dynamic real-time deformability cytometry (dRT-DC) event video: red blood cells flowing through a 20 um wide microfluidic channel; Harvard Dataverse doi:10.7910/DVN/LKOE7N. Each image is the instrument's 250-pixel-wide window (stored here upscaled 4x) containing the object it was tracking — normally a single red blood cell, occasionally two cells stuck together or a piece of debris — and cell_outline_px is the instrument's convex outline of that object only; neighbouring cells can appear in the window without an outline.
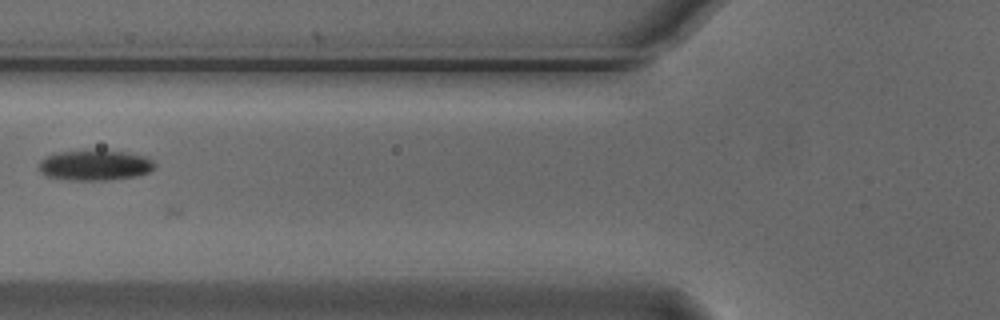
{"species": "Egyptian fruit bat (a non-hibernating species)", "species_latin": "Rousettus aegyptiacus", "temperature_condition": "cold", "stored_images_in_passage": 21, "camera_frame_rate_fps": 3000, "um_per_image_px": 0.085, "animal": {"sex": "male"}, "frame": {"image": 1, "passage_image": 6, "time_ms": 1.667, "image_size_px": [1000, 320], "cell_outline_px": [[156, 168], [148, 172], [136, 176], [108, 180], [72, 180], [44, 176], [36, 168], [40, 160], [44, 156], [56, 152], [128, 152], [144, 156], [152, 160], [156, 164]], "centroid_in_image_um": [8.02, 14.07], "position_along_channel_um": 117.8, "area_um2": 20.35}}
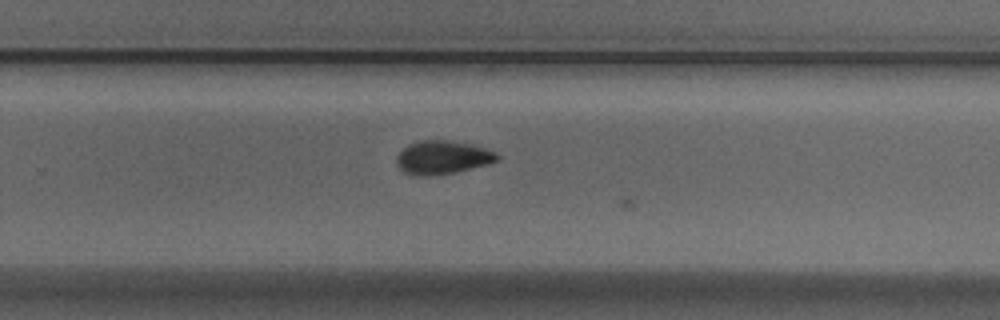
{"frame": {"image": 2, "passage_image": 20, "time_ms": 6.333, "image_size_px": [1000, 320], "cell_outline_px": [[500, 160], [488, 164], [456, 172], [428, 176], [416, 176], [404, 172], [396, 164], [396, 156], [408, 144], [420, 140], [444, 140], [472, 144], [496, 152], [500, 156]], "centroid_in_image_um": [37.62, 13.38], "position_along_channel_um": 292.2, "area_um2": 19.71}}